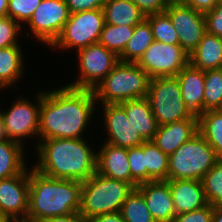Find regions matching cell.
<instances>
[{"mask_svg":"<svg viewBox=\"0 0 222 222\" xmlns=\"http://www.w3.org/2000/svg\"><path fill=\"white\" fill-rule=\"evenodd\" d=\"M97 100L93 90L70 86L41 93L39 138H83ZM89 121V122H88Z\"/></svg>","mask_w":222,"mask_h":222,"instance_id":"6da1fadb","label":"cell"},{"mask_svg":"<svg viewBox=\"0 0 222 222\" xmlns=\"http://www.w3.org/2000/svg\"><path fill=\"white\" fill-rule=\"evenodd\" d=\"M37 152L33 168L44 176L84 182L97 172V153L84 138L40 140Z\"/></svg>","mask_w":222,"mask_h":222,"instance_id":"7a4b0ae2","label":"cell"},{"mask_svg":"<svg viewBox=\"0 0 222 222\" xmlns=\"http://www.w3.org/2000/svg\"><path fill=\"white\" fill-rule=\"evenodd\" d=\"M82 182L54 179L29 171V209L27 219L40 220L80 211Z\"/></svg>","mask_w":222,"mask_h":222,"instance_id":"3957f363","label":"cell"},{"mask_svg":"<svg viewBox=\"0 0 222 222\" xmlns=\"http://www.w3.org/2000/svg\"><path fill=\"white\" fill-rule=\"evenodd\" d=\"M149 81L148 74L137 63L119 62L93 92L103 104H119L147 98Z\"/></svg>","mask_w":222,"mask_h":222,"instance_id":"277c9868","label":"cell"},{"mask_svg":"<svg viewBox=\"0 0 222 222\" xmlns=\"http://www.w3.org/2000/svg\"><path fill=\"white\" fill-rule=\"evenodd\" d=\"M134 188L131 183L110 179L96 172L82 182L79 212L87 219L100 214L120 212L122 204Z\"/></svg>","mask_w":222,"mask_h":222,"instance_id":"5b68a950","label":"cell"},{"mask_svg":"<svg viewBox=\"0 0 222 222\" xmlns=\"http://www.w3.org/2000/svg\"><path fill=\"white\" fill-rule=\"evenodd\" d=\"M219 160L214 149L198 132L168 156V179L202 181Z\"/></svg>","mask_w":222,"mask_h":222,"instance_id":"8992f818","label":"cell"},{"mask_svg":"<svg viewBox=\"0 0 222 222\" xmlns=\"http://www.w3.org/2000/svg\"><path fill=\"white\" fill-rule=\"evenodd\" d=\"M147 99L158 126L184 119H198L185 105L176 76L150 79Z\"/></svg>","mask_w":222,"mask_h":222,"instance_id":"52a82bcc","label":"cell"},{"mask_svg":"<svg viewBox=\"0 0 222 222\" xmlns=\"http://www.w3.org/2000/svg\"><path fill=\"white\" fill-rule=\"evenodd\" d=\"M104 25L103 8L72 13L51 47H59L63 50L74 47L78 51L91 44H96Z\"/></svg>","mask_w":222,"mask_h":222,"instance_id":"ba28073f","label":"cell"},{"mask_svg":"<svg viewBox=\"0 0 222 222\" xmlns=\"http://www.w3.org/2000/svg\"><path fill=\"white\" fill-rule=\"evenodd\" d=\"M80 77L67 86L94 90L120 62L118 56L105 46L96 43L77 51Z\"/></svg>","mask_w":222,"mask_h":222,"instance_id":"9c48e42d","label":"cell"},{"mask_svg":"<svg viewBox=\"0 0 222 222\" xmlns=\"http://www.w3.org/2000/svg\"><path fill=\"white\" fill-rule=\"evenodd\" d=\"M189 63V55L180 45L154 41L137 64L150 79L177 76Z\"/></svg>","mask_w":222,"mask_h":222,"instance_id":"30bf717a","label":"cell"},{"mask_svg":"<svg viewBox=\"0 0 222 222\" xmlns=\"http://www.w3.org/2000/svg\"><path fill=\"white\" fill-rule=\"evenodd\" d=\"M70 12L64 0H42L27 25L35 38L51 46L60 35Z\"/></svg>","mask_w":222,"mask_h":222,"instance_id":"8fae6325","label":"cell"},{"mask_svg":"<svg viewBox=\"0 0 222 222\" xmlns=\"http://www.w3.org/2000/svg\"><path fill=\"white\" fill-rule=\"evenodd\" d=\"M165 12L177 31L179 45L190 55L206 33L204 13L185 3L168 4Z\"/></svg>","mask_w":222,"mask_h":222,"instance_id":"7c38bea8","label":"cell"},{"mask_svg":"<svg viewBox=\"0 0 222 222\" xmlns=\"http://www.w3.org/2000/svg\"><path fill=\"white\" fill-rule=\"evenodd\" d=\"M37 105L24 98L17 99L16 102L3 112V122L9 140L23 144L21 138H39V118L41 106V92L37 94ZM29 101V102H28Z\"/></svg>","mask_w":222,"mask_h":222,"instance_id":"4fadbf2b","label":"cell"},{"mask_svg":"<svg viewBox=\"0 0 222 222\" xmlns=\"http://www.w3.org/2000/svg\"><path fill=\"white\" fill-rule=\"evenodd\" d=\"M29 169L0 179V220L27 219L29 209ZM21 214V215H20Z\"/></svg>","mask_w":222,"mask_h":222,"instance_id":"5bb4252c","label":"cell"},{"mask_svg":"<svg viewBox=\"0 0 222 222\" xmlns=\"http://www.w3.org/2000/svg\"><path fill=\"white\" fill-rule=\"evenodd\" d=\"M102 106L105 115V130L109 136L106 143L128 149L144 142L129 122L125 109L120 104H103Z\"/></svg>","mask_w":222,"mask_h":222,"instance_id":"9a60e30c","label":"cell"},{"mask_svg":"<svg viewBox=\"0 0 222 222\" xmlns=\"http://www.w3.org/2000/svg\"><path fill=\"white\" fill-rule=\"evenodd\" d=\"M148 210L156 222H172L176 216L171 190L167 181H150L139 184Z\"/></svg>","mask_w":222,"mask_h":222,"instance_id":"2e32d148","label":"cell"},{"mask_svg":"<svg viewBox=\"0 0 222 222\" xmlns=\"http://www.w3.org/2000/svg\"><path fill=\"white\" fill-rule=\"evenodd\" d=\"M176 215L208 205L201 180L168 179Z\"/></svg>","mask_w":222,"mask_h":222,"instance_id":"e0dca14e","label":"cell"},{"mask_svg":"<svg viewBox=\"0 0 222 222\" xmlns=\"http://www.w3.org/2000/svg\"><path fill=\"white\" fill-rule=\"evenodd\" d=\"M198 133V119H184L158 126L154 144L168 156Z\"/></svg>","mask_w":222,"mask_h":222,"instance_id":"ac0fdd59","label":"cell"},{"mask_svg":"<svg viewBox=\"0 0 222 222\" xmlns=\"http://www.w3.org/2000/svg\"><path fill=\"white\" fill-rule=\"evenodd\" d=\"M97 172L110 179L131 183L127 149L104 142L97 153Z\"/></svg>","mask_w":222,"mask_h":222,"instance_id":"d6986e66","label":"cell"},{"mask_svg":"<svg viewBox=\"0 0 222 222\" xmlns=\"http://www.w3.org/2000/svg\"><path fill=\"white\" fill-rule=\"evenodd\" d=\"M176 77L188 109L197 116L204 112L205 71L188 63Z\"/></svg>","mask_w":222,"mask_h":222,"instance_id":"ffe728a7","label":"cell"},{"mask_svg":"<svg viewBox=\"0 0 222 222\" xmlns=\"http://www.w3.org/2000/svg\"><path fill=\"white\" fill-rule=\"evenodd\" d=\"M126 112V116L144 141H152L158 129V123L153 115L147 98L129 100L119 103Z\"/></svg>","mask_w":222,"mask_h":222,"instance_id":"44dd1931","label":"cell"},{"mask_svg":"<svg viewBox=\"0 0 222 222\" xmlns=\"http://www.w3.org/2000/svg\"><path fill=\"white\" fill-rule=\"evenodd\" d=\"M189 63L202 71L222 68V37L206 32L189 55Z\"/></svg>","mask_w":222,"mask_h":222,"instance_id":"7402d4cb","label":"cell"},{"mask_svg":"<svg viewBox=\"0 0 222 222\" xmlns=\"http://www.w3.org/2000/svg\"><path fill=\"white\" fill-rule=\"evenodd\" d=\"M105 23L136 26L145 19L140 9L129 0H107L103 6Z\"/></svg>","mask_w":222,"mask_h":222,"instance_id":"603a6c76","label":"cell"},{"mask_svg":"<svg viewBox=\"0 0 222 222\" xmlns=\"http://www.w3.org/2000/svg\"><path fill=\"white\" fill-rule=\"evenodd\" d=\"M154 42L151 26L144 19L141 23L134 26L131 39L126 44L123 52L118 56L120 62L137 63L144 52Z\"/></svg>","mask_w":222,"mask_h":222,"instance_id":"cb8c5ba5","label":"cell"},{"mask_svg":"<svg viewBox=\"0 0 222 222\" xmlns=\"http://www.w3.org/2000/svg\"><path fill=\"white\" fill-rule=\"evenodd\" d=\"M22 147V144L9 139L0 142V179L18 175L27 168Z\"/></svg>","mask_w":222,"mask_h":222,"instance_id":"d4e9b609","label":"cell"},{"mask_svg":"<svg viewBox=\"0 0 222 222\" xmlns=\"http://www.w3.org/2000/svg\"><path fill=\"white\" fill-rule=\"evenodd\" d=\"M23 54L19 45L0 48V86L9 87L23 74Z\"/></svg>","mask_w":222,"mask_h":222,"instance_id":"484cf974","label":"cell"},{"mask_svg":"<svg viewBox=\"0 0 222 222\" xmlns=\"http://www.w3.org/2000/svg\"><path fill=\"white\" fill-rule=\"evenodd\" d=\"M198 132L214 149L216 156L222 159V114L217 110L200 113Z\"/></svg>","mask_w":222,"mask_h":222,"instance_id":"4316f807","label":"cell"},{"mask_svg":"<svg viewBox=\"0 0 222 222\" xmlns=\"http://www.w3.org/2000/svg\"><path fill=\"white\" fill-rule=\"evenodd\" d=\"M144 161L146 182L168 180V155L163 153L153 141H144Z\"/></svg>","mask_w":222,"mask_h":222,"instance_id":"83f0119b","label":"cell"},{"mask_svg":"<svg viewBox=\"0 0 222 222\" xmlns=\"http://www.w3.org/2000/svg\"><path fill=\"white\" fill-rule=\"evenodd\" d=\"M120 213L125 222H156L138 188H134L129 194L121 206Z\"/></svg>","mask_w":222,"mask_h":222,"instance_id":"f1b7e54d","label":"cell"},{"mask_svg":"<svg viewBox=\"0 0 222 222\" xmlns=\"http://www.w3.org/2000/svg\"><path fill=\"white\" fill-rule=\"evenodd\" d=\"M134 32V26L111 25L105 23L98 43L119 56Z\"/></svg>","mask_w":222,"mask_h":222,"instance_id":"f546056e","label":"cell"},{"mask_svg":"<svg viewBox=\"0 0 222 222\" xmlns=\"http://www.w3.org/2000/svg\"><path fill=\"white\" fill-rule=\"evenodd\" d=\"M145 19L151 26L154 41L179 45L177 31L173 27L170 17L166 12L151 14L145 16Z\"/></svg>","mask_w":222,"mask_h":222,"instance_id":"4dcf8cb0","label":"cell"},{"mask_svg":"<svg viewBox=\"0 0 222 222\" xmlns=\"http://www.w3.org/2000/svg\"><path fill=\"white\" fill-rule=\"evenodd\" d=\"M222 103V68L205 71L204 112L217 110Z\"/></svg>","mask_w":222,"mask_h":222,"instance_id":"1f68e13d","label":"cell"},{"mask_svg":"<svg viewBox=\"0 0 222 222\" xmlns=\"http://www.w3.org/2000/svg\"><path fill=\"white\" fill-rule=\"evenodd\" d=\"M208 204L222 207V159L202 179Z\"/></svg>","mask_w":222,"mask_h":222,"instance_id":"d6a6232c","label":"cell"},{"mask_svg":"<svg viewBox=\"0 0 222 222\" xmlns=\"http://www.w3.org/2000/svg\"><path fill=\"white\" fill-rule=\"evenodd\" d=\"M129 168L131 171V184L137 188L139 184L146 183V166L144 161V142L136 147L127 149Z\"/></svg>","mask_w":222,"mask_h":222,"instance_id":"836d02e7","label":"cell"},{"mask_svg":"<svg viewBox=\"0 0 222 222\" xmlns=\"http://www.w3.org/2000/svg\"><path fill=\"white\" fill-rule=\"evenodd\" d=\"M42 0H8L7 16L20 25L27 23Z\"/></svg>","mask_w":222,"mask_h":222,"instance_id":"e575fe53","label":"cell"},{"mask_svg":"<svg viewBox=\"0 0 222 222\" xmlns=\"http://www.w3.org/2000/svg\"><path fill=\"white\" fill-rule=\"evenodd\" d=\"M21 30V25L9 16L0 18V48L15 46L17 34Z\"/></svg>","mask_w":222,"mask_h":222,"instance_id":"d590c367","label":"cell"},{"mask_svg":"<svg viewBox=\"0 0 222 222\" xmlns=\"http://www.w3.org/2000/svg\"><path fill=\"white\" fill-rule=\"evenodd\" d=\"M214 206L208 204L203 208L178 214L172 222H212Z\"/></svg>","mask_w":222,"mask_h":222,"instance_id":"8d00e7d4","label":"cell"},{"mask_svg":"<svg viewBox=\"0 0 222 222\" xmlns=\"http://www.w3.org/2000/svg\"><path fill=\"white\" fill-rule=\"evenodd\" d=\"M206 21V32L222 37V3H217L215 7L204 13Z\"/></svg>","mask_w":222,"mask_h":222,"instance_id":"74e56055","label":"cell"},{"mask_svg":"<svg viewBox=\"0 0 222 222\" xmlns=\"http://www.w3.org/2000/svg\"><path fill=\"white\" fill-rule=\"evenodd\" d=\"M136 5L145 15L157 14L165 12L167 3L165 0H129Z\"/></svg>","mask_w":222,"mask_h":222,"instance_id":"f35d334b","label":"cell"},{"mask_svg":"<svg viewBox=\"0 0 222 222\" xmlns=\"http://www.w3.org/2000/svg\"><path fill=\"white\" fill-rule=\"evenodd\" d=\"M70 14L103 8L107 0H64Z\"/></svg>","mask_w":222,"mask_h":222,"instance_id":"ab89813d","label":"cell"},{"mask_svg":"<svg viewBox=\"0 0 222 222\" xmlns=\"http://www.w3.org/2000/svg\"><path fill=\"white\" fill-rule=\"evenodd\" d=\"M38 222H89L83 214L75 212L69 215H60L56 217L46 218Z\"/></svg>","mask_w":222,"mask_h":222,"instance_id":"60d3db41","label":"cell"},{"mask_svg":"<svg viewBox=\"0 0 222 222\" xmlns=\"http://www.w3.org/2000/svg\"><path fill=\"white\" fill-rule=\"evenodd\" d=\"M217 3L218 0H186L185 2L187 6L203 13L212 10Z\"/></svg>","mask_w":222,"mask_h":222,"instance_id":"b9f144b4","label":"cell"},{"mask_svg":"<svg viewBox=\"0 0 222 222\" xmlns=\"http://www.w3.org/2000/svg\"><path fill=\"white\" fill-rule=\"evenodd\" d=\"M89 222H125L120 212H112L96 215L89 219Z\"/></svg>","mask_w":222,"mask_h":222,"instance_id":"7bdbcfd3","label":"cell"},{"mask_svg":"<svg viewBox=\"0 0 222 222\" xmlns=\"http://www.w3.org/2000/svg\"><path fill=\"white\" fill-rule=\"evenodd\" d=\"M6 140H8V137H7L4 122H3V114L0 111V142H4Z\"/></svg>","mask_w":222,"mask_h":222,"instance_id":"ee69618b","label":"cell"},{"mask_svg":"<svg viewBox=\"0 0 222 222\" xmlns=\"http://www.w3.org/2000/svg\"><path fill=\"white\" fill-rule=\"evenodd\" d=\"M212 222H222V207L214 206Z\"/></svg>","mask_w":222,"mask_h":222,"instance_id":"f6af8a7d","label":"cell"},{"mask_svg":"<svg viewBox=\"0 0 222 222\" xmlns=\"http://www.w3.org/2000/svg\"><path fill=\"white\" fill-rule=\"evenodd\" d=\"M8 0H0V18L7 16Z\"/></svg>","mask_w":222,"mask_h":222,"instance_id":"bcb514c9","label":"cell"},{"mask_svg":"<svg viewBox=\"0 0 222 222\" xmlns=\"http://www.w3.org/2000/svg\"><path fill=\"white\" fill-rule=\"evenodd\" d=\"M167 4H179V3H185L186 0H165Z\"/></svg>","mask_w":222,"mask_h":222,"instance_id":"7dc6e473","label":"cell"},{"mask_svg":"<svg viewBox=\"0 0 222 222\" xmlns=\"http://www.w3.org/2000/svg\"><path fill=\"white\" fill-rule=\"evenodd\" d=\"M9 222H35L28 219H16V220H9Z\"/></svg>","mask_w":222,"mask_h":222,"instance_id":"c3c4849f","label":"cell"},{"mask_svg":"<svg viewBox=\"0 0 222 222\" xmlns=\"http://www.w3.org/2000/svg\"><path fill=\"white\" fill-rule=\"evenodd\" d=\"M217 111H219L222 114V103H221L220 107L217 109Z\"/></svg>","mask_w":222,"mask_h":222,"instance_id":"681fc988","label":"cell"}]
</instances>
